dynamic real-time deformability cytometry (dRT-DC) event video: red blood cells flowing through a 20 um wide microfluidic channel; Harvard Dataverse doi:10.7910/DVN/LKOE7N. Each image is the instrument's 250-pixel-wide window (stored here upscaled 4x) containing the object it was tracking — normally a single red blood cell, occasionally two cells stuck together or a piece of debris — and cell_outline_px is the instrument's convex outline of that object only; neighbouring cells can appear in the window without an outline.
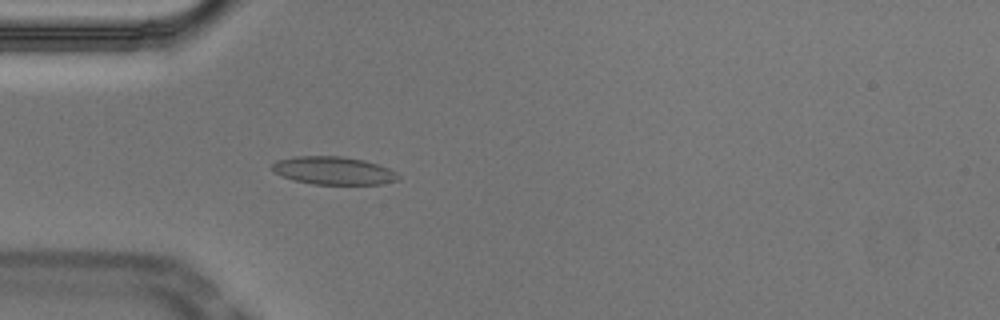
{"species": "Egyptian fruit bat (a non-hibernating species)", "species_latin": "Rousettus aegyptiacus", "temperature_condition": "cold", "stored_images_in_passage": 41, "camera_frame_rate_fps": 3000, "um_per_image_px": 0.085, "animal": {"sex": "male"}, "frame": {"image": 1, "passage_image": 3, "time_ms": 0.667, "image_size_px": [1000, 320], "cell_outline_px": [[400, 180], [380, 184], [312, 184], [292, 180], [276, 172], [272, 168], [272, 164], [276, 160], [296, 156], [340, 156], [364, 160], [388, 168], [396, 172], [400, 176]], "centroid_in_image_um": [28.36, 14.5], "position_along_channel_um": 56.6, "area_um2": 20.46}}
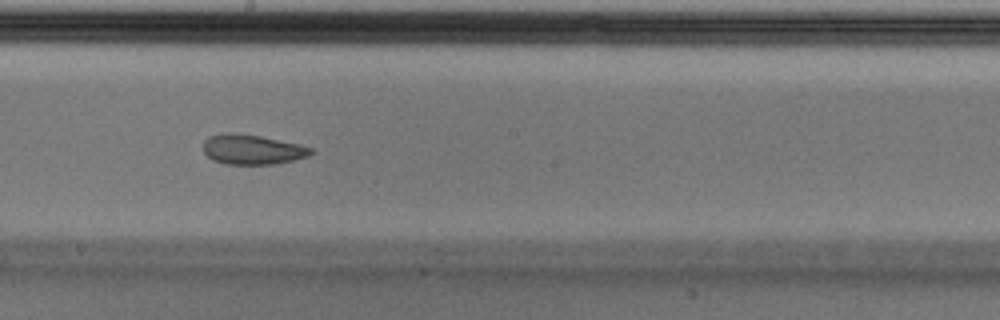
{"frame": {"image": 2, "passage_image": 17, "time_ms": 5.333, "image_size_px": [1000, 320], "cell_outline_px": [[316, 152], [308, 156], [276, 164], [224, 164], [212, 160], [204, 152], [204, 140], [208, 136], [228, 132], [232, 132], [260, 136], [300, 144], [312, 148]], "centroid_in_image_um": [21.45, 12.7], "position_along_channel_um": 226.8, "area_um2": 18.84}}
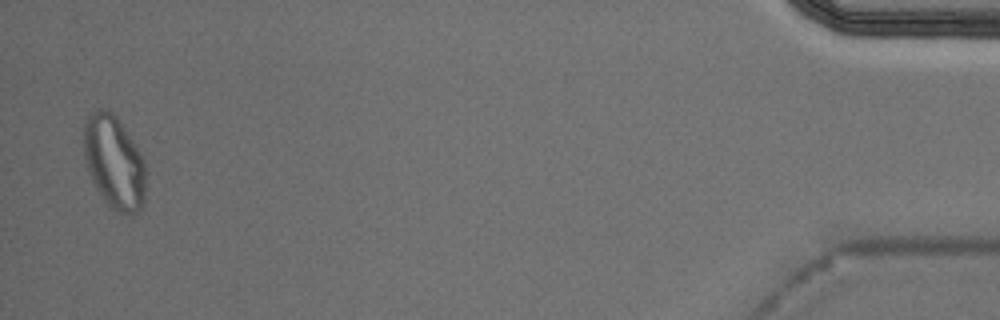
{"frame": {"image": 3, "passage_image": 40, "time_ms": 13.0, "image_size_px": [1000, 320], "cell_outline_px": [[148, 172], [144, 204], [132, 216], [128, 216], [112, 208], [104, 200], [96, 188], [92, 180], [84, 156], [84, 124], [88, 116], [92, 112], [100, 108], [108, 108], [116, 116], [136, 144], [144, 160]], "centroid_in_image_um": [9.75, 13.8], "position_along_channel_um": 425.5, "area_um2": 34.22}, "authors_computed_cell_mechanics": {"area_um2": 20.1144, "velocity_mm_per_s": 3.7159, "shape_relaxation_time_tau1_ms": null, "shape_relaxation_time_tau2_ms": 2.3149, "deformation_change_tau1": null, "deformation_change_tau2": 0.0903}}